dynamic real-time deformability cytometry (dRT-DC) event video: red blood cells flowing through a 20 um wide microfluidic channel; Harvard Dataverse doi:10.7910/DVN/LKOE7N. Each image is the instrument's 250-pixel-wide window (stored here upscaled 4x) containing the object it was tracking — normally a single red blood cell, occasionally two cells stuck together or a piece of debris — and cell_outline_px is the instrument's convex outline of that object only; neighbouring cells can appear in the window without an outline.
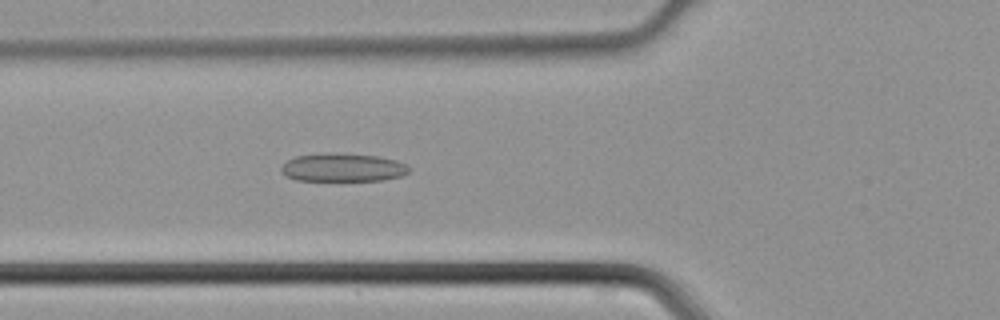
{"species": "common noctule bat (a hibernating species)", "species_latin": "Nyctalus noctula", "temperature_condition": "cold", "stored_images_in_passage": 28, "camera_frame_rate_fps": 3000, "um_per_image_px": 0.085, "animal": {"sex": "male", "body_mass_g": 21.5, "forearm_length_mm": 52.0}, "frame": {"image": 1, "passage_image": 6, "time_ms": 1.667, "image_size_px": [1000, 320], "cell_outline_px": [[412, 168], [408, 172], [400, 176], [380, 180], [296, 180], [280, 172], [280, 168], [288, 160], [296, 156], [324, 152], [332, 152], [376, 156], [396, 160]], "centroid_in_image_um": [29.11, 14.22], "position_along_channel_um": 96.7, "area_um2": 20.98}}
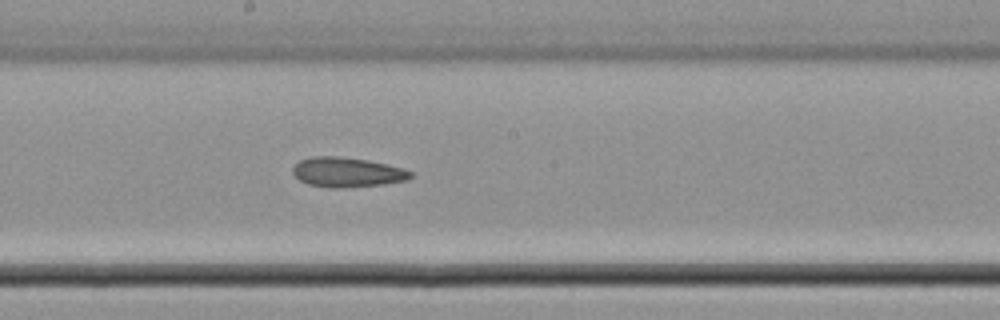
{"frame": {"image": 2, "passage_image": 14, "time_ms": 4.333, "image_size_px": [1000, 320], "cell_outline_px": [[412, 176], [408, 180], [384, 184], [340, 188], [328, 188], [308, 184], [300, 180], [292, 172], [292, 168], [300, 160], [312, 156], [336, 156], [368, 160], [388, 164], [404, 168], [412, 172]], "centroid_in_image_um": [29.52, 14.64], "position_along_channel_um": 218.7, "area_um2": 20.52}}
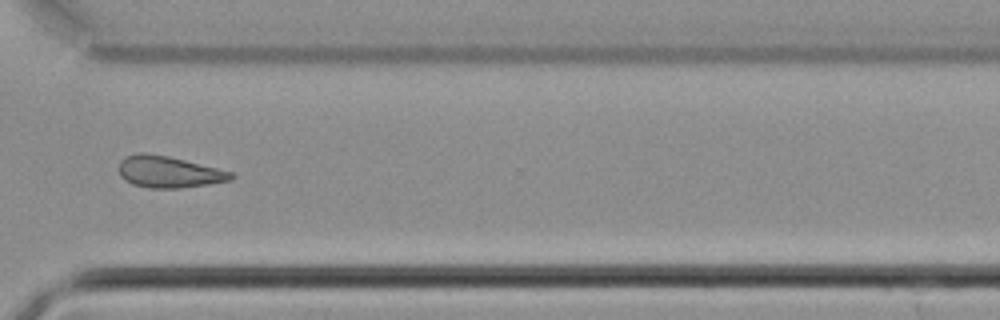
{"frame": {"image": 3, "passage_image": 23, "time_ms": 7.333, "image_size_px": [1000, 320], "cell_outline_px": [[236, 176], [232, 180], [208, 184], [180, 188], [148, 188], [132, 184], [124, 180], [120, 176], [120, 160], [124, 156], [136, 152], [144, 152], [168, 156], [232, 172]], "centroid_in_image_um": [14.31, 14.61], "position_along_channel_um": 356.3, "area_um2": 20.69}}